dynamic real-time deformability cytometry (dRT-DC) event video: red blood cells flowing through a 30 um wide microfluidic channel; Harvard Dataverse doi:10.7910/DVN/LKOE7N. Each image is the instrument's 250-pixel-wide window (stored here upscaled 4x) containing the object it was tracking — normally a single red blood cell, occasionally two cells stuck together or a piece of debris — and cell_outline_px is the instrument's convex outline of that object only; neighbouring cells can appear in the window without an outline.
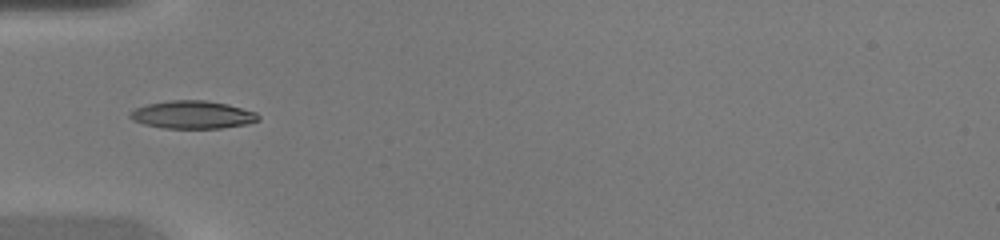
{"species": "common noctule bat (a hibernating species)", "species_latin": "Nyctalus noctula", "temperature_condition": "warm", "stored_images_in_passage": 31, "camera_frame_rate_fps": 3000, "um_per_image_px": 0.085, "animal": {"sex": "female", "body_mass_g": 20.0, "forearm_length_mm": 54.0}, "frame": {"image": 1, "passage_image": 1, "time_ms": 0.0, "image_size_px": [1000, 240], "cell_outline_px": [[260, 120], [248, 124], [220, 128], [164, 128], [144, 124], [132, 120], [128, 116], [128, 112], [136, 108], [148, 104], [172, 100], [204, 100], [228, 104], [256, 112], [260, 116]], "centroid_in_image_um": [16.37, 9.75], "position_along_channel_um": 68.6, "area_um2": 20.87}}
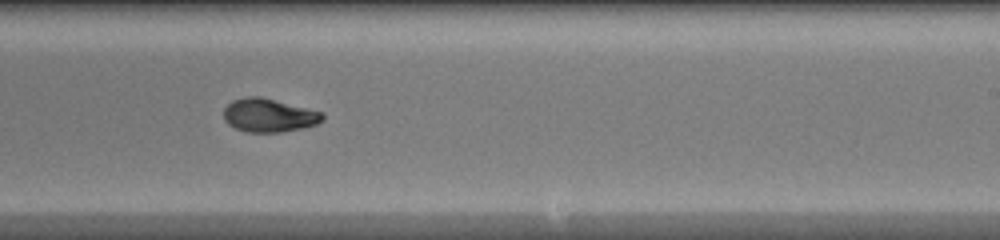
{"frame": {"image": 2, "passage_image": 14, "time_ms": 4.333, "image_size_px": [1000, 240], "cell_outline_px": [[324, 120], [316, 124], [304, 128], [280, 132], [244, 132], [228, 124], [224, 120], [224, 108], [232, 100], [244, 96], [260, 96], [324, 112]], "centroid_in_image_um": [22.86, 9.8], "position_along_channel_um": 266.1, "area_um2": 19.48}}
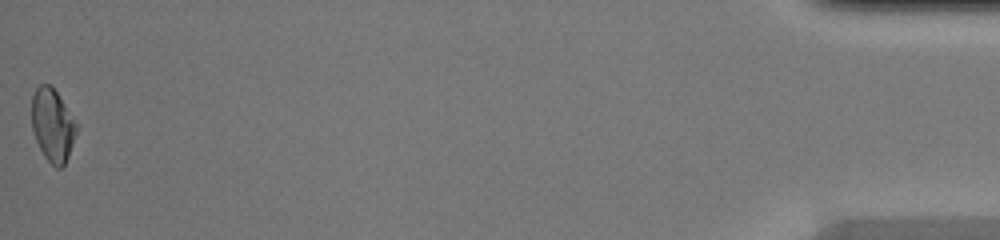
{"frame": {"image": 3, "passage_image": 31, "time_ms": 10.0, "image_size_px": [1000, 240], "cell_outline_px": [[76, 132], [68, 156], [64, 164], [60, 168], [56, 168], [44, 156], [36, 140], [32, 128], [32, 96], [36, 88], [40, 84], [48, 84], [56, 92], [76, 124]], "centroid_in_image_um": [4.44, 10.65], "position_along_channel_um": 430.8, "area_um2": 18.38}}